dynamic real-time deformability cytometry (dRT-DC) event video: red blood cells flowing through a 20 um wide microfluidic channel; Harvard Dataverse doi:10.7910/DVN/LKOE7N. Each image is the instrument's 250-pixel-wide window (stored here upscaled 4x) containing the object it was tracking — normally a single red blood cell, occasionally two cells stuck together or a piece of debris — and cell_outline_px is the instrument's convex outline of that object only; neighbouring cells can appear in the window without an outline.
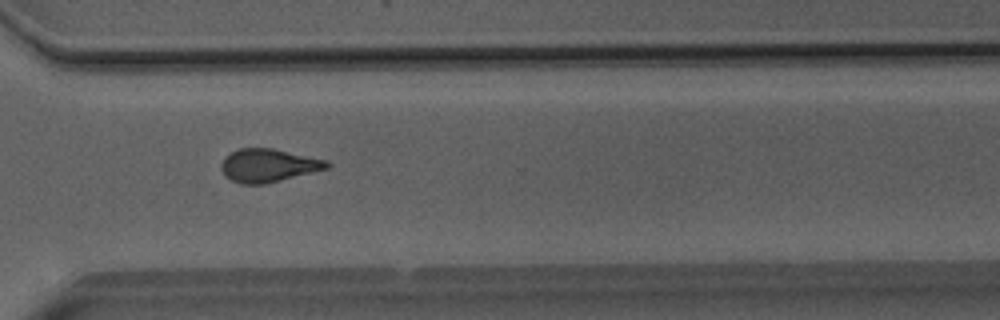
{"species": "Egyptian fruit bat (a non-hibernating species)", "species_latin": "Rousettus aegyptiacus", "temperature_condition": "room temperature", "stored_images_in_passage": 34, "camera_frame_rate_fps": 3000, "um_per_image_px": 0.085, "animal": {"sex": "male"}, "frame": {"image": 1, "passage_image": 21, "time_ms": 6.667, "image_size_px": [1000, 320], "cell_outline_px": [[332, 164], [328, 168], [264, 184], [240, 184], [224, 176], [220, 168], [220, 164], [224, 156], [240, 148], [272, 148], [328, 160]], "centroid_in_image_um": [22.78, 14.06], "position_along_channel_um": 347.8, "area_um2": 20.46}}
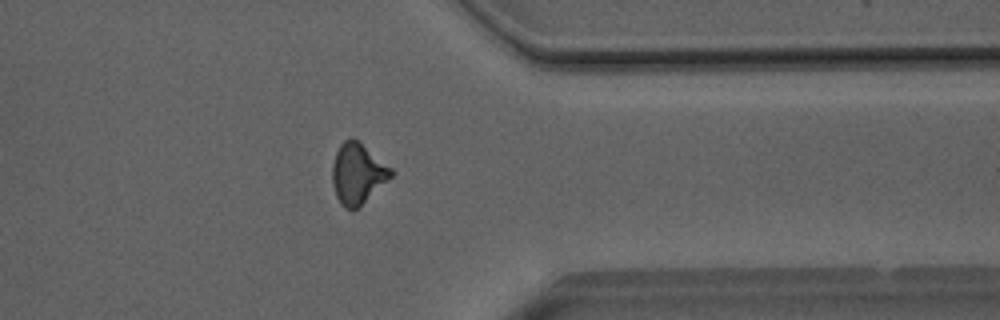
{"frame": {"image": 2, "passage_image": 24, "time_ms": 7.667, "image_size_px": [1000, 320], "cell_outline_px": [[396, 172], [388, 180], [352, 212], [344, 208], [340, 204], [336, 196], [332, 184], [332, 164], [336, 152], [340, 144], [344, 140], [352, 136], [392, 168]], "centroid_in_image_um": [30.38, 14.76], "position_along_channel_um": 381.0, "area_um2": 20.75}}
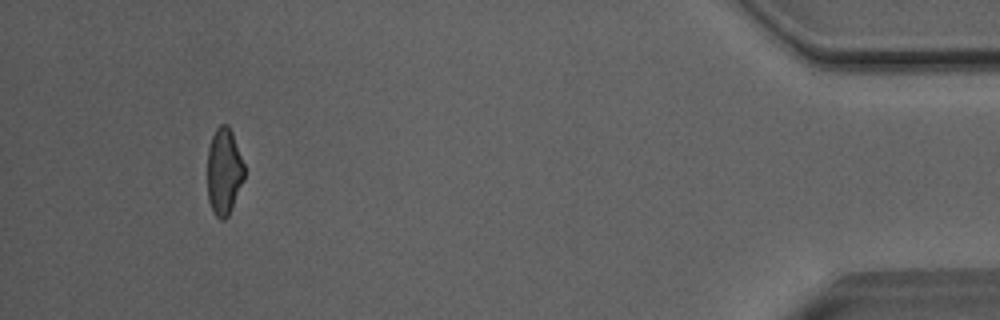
{"frame": {"image": 3, "passage_image": 31, "time_ms": 10.0, "image_size_px": [1000, 320], "cell_outline_px": [[244, 180], [228, 216], [224, 220], [220, 220], [216, 216], [208, 200], [208, 148], [212, 136], [216, 128], [220, 124], [228, 124], [232, 132], [244, 164]], "centroid_in_image_um": [19.04, 14.56], "position_along_channel_um": 416.2, "area_um2": 18.61}}